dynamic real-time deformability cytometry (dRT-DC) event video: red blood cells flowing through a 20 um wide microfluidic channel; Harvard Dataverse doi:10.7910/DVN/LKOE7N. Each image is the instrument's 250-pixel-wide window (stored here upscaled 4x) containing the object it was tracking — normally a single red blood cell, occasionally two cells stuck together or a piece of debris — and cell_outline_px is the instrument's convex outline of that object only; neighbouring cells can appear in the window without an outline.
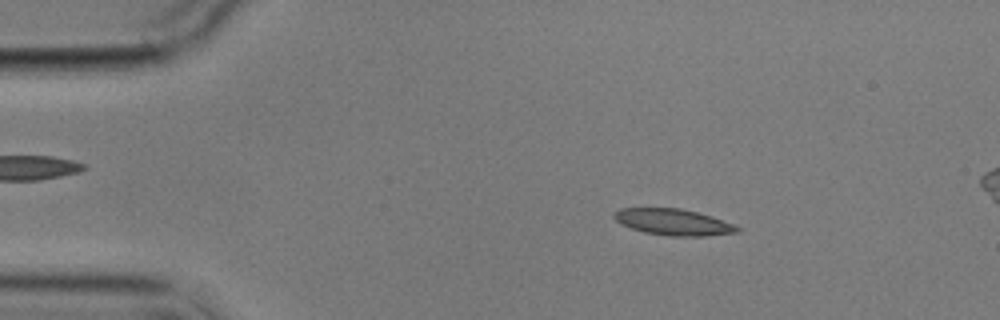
{"species": "common noctule bat (a hibernating species)", "species_latin": "Nyctalus noctula", "temperature_condition": "cold", "stored_images_in_passage": 3, "camera_frame_rate_fps": 3000, "um_per_image_px": 0.085, "animal": {"sex": "male", "body_mass_g": 17.9}, "frame": {"image": 1, "passage_image": 2, "time_ms": 2.0, "image_size_px": [1000, 320], "cell_outline_px": [[740, 232], [708, 236], [668, 236], [644, 232], [620, 224], [612, 216], [620, 208], [680, 208], [712, 216], [732, 224], [740, 228]], "centroid_in_image_um": [57.23, 18.88], "position_along_channel_um": 27.8, "area_um2": 18.84}}